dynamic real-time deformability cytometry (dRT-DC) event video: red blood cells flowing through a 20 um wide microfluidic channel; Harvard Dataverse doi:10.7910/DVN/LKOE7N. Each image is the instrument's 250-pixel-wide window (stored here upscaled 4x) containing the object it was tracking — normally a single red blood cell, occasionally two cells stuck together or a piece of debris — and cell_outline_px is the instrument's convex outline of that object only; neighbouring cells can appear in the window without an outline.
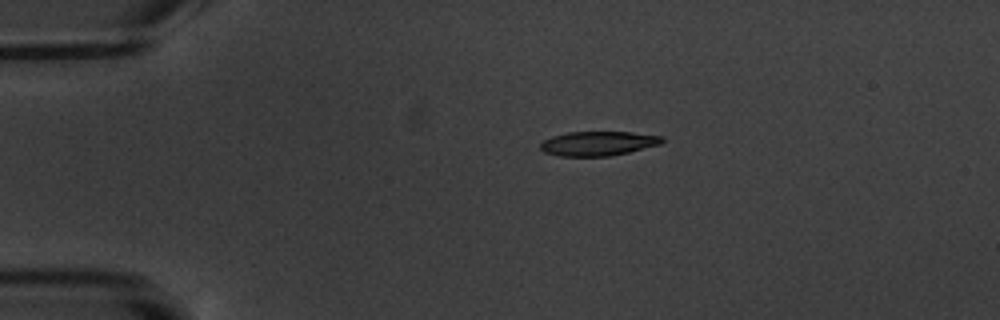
{"species": "common noctule bat (a hibernating species)", "species_latin": "Nyctalus noctula", "temperature_condition": "warm", "stored_images_in_passage": 7, "camera_frame_rate_fps": 3000, "um_per_image_px": 0.085, "animal": {"sex": "male", "body_mass_g": 20.1, "forearm_length_mm": 53.5}, "frame": {"image": 1, "passage_image": 3, "time_ms": 2.333, "image_size_px": [1000, 320], "cell_outline_px": [[664, 140], [660, 144], [628, 152], [608, 156], [560, 156], [544, 152], [540, 148], [540, 144], [544, 140], [552, 136], [568, 132], [632, 132], [664, 136]], "centroid_in_image_um": [50.84, 12.19], "position_along_channel_um": 34.2, "area_um2": 17.22}}
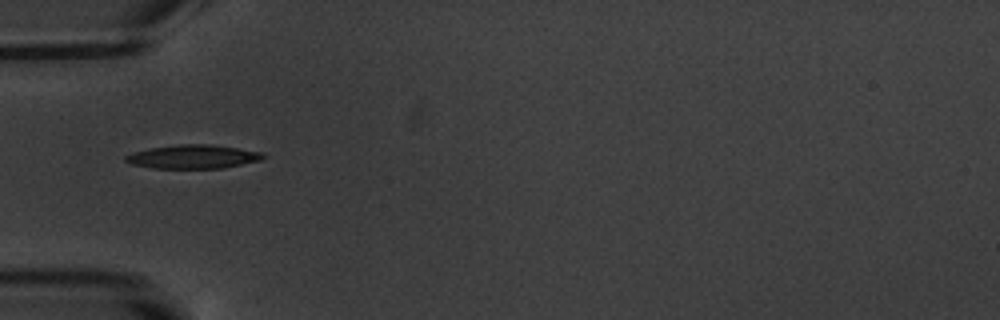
{"frame": {"image": 2, "passage_image": 5, "time_ms": 4.667, "image_size_px": [1000, 320], "cell_outline_px": [[264, 156], [260, 160], [224, 168], [152, 168], [132, 164], [124, 160], [124, 156], [136, 152], [152, 148], [180, 144], [208, 144], [264, 152]], "centroid_in_image_um": [16.42, 13.32], "position_along_channel_um": 68.6, "area_um2": 18.73}}